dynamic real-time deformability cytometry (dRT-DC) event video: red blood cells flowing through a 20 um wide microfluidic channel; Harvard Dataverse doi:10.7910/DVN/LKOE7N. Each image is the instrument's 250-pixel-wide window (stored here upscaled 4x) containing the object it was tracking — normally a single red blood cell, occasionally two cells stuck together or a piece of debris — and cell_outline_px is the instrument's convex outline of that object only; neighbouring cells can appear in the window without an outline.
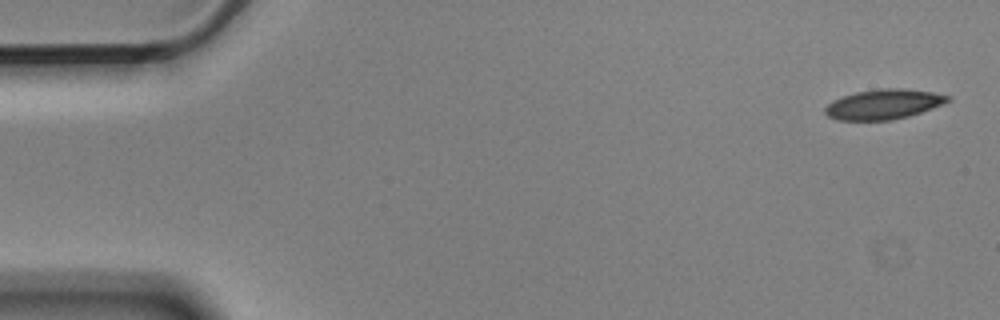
{"species": "Egyptian fruit bat (a non-hibernating species)", "species_latin": "Rousettus aegyptiacus", "temperature_condition": "cold", "stored_images_in_passage": 6, "segment_of_instrument_passage": [1, 2], "camera_frame_rate_fps": 3000, "um_per_image_px": 0.085, "animal": {"sex": "male"}, "frame": {"image": 1, "passage_image": 1, "time_ms": 0.0, "image_size_px": [1000, 320], "cell_outline_px": [[952, 100], [944, 104], [908, 116], [892, 120], [836, 120], [828, 116], [824, 112], [824, 108], [832, 100], [856, 92], [880, 88], [904, 88], [932, 92], [952, 96]], "centroid_in_image_um": [75.12, 8.86], "position_along_channel_um": 9.9, "area_um2": 21.5}}
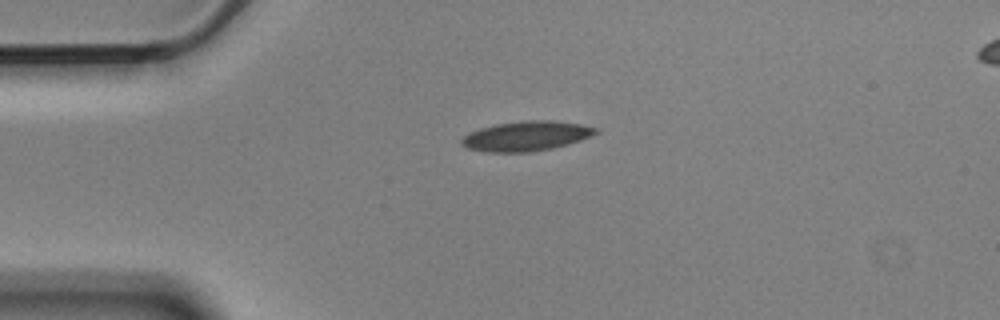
{"frame": {"image": 2, "passage_image": 4, "time_ms": 1.0, "image_size_px": [1000, 320], "cell_outline_px": [[600, 132], [592, 136], [568, 144], [552, 148], [528, 152], [488, 152], [468, 148], [460, 144], [460, 140], [464, 136], [480, 128], [496, 124], [524, 120], [552, 120], [580, 124], [600, 128]], "centroid_in_image_um": [44.77, 11.56], "position_along_channel_um": 40.2, "area_um2": 23.29}}